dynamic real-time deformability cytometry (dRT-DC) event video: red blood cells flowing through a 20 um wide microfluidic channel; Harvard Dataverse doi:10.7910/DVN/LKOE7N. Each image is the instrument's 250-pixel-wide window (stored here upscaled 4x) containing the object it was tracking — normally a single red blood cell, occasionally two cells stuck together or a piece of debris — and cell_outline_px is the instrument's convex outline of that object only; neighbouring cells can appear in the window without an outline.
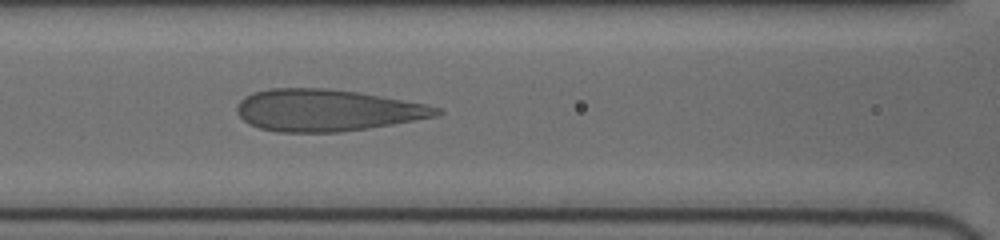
{"species": "human", "species_latin": "Homo sapiens", "temperature_condition": "cold", "stored_images_in_passage": 13, "camera_frame_rate_fps": 3000, "um_per_image_px": 0.085, "donor": {"sex": "female"}, "frame": {"image": 1, "passage_image": 13, "time_ms": 7.667, "image_size_px": [1000, 240], "cell_outline_px": [[444, 112], [436, 116], [392, 124], [340, 132], [276, 132], [260, 128], [248, 124], [236, 112], [236, 104], [244, 96], [252, 92], [268, 88], [328, 88], [360, 92], [424, 104], [440, 108]], "centroid_in_image_um": [27.72, 9.36], "position_along_channel_um": 138.9, "area_um2": 48.73}}